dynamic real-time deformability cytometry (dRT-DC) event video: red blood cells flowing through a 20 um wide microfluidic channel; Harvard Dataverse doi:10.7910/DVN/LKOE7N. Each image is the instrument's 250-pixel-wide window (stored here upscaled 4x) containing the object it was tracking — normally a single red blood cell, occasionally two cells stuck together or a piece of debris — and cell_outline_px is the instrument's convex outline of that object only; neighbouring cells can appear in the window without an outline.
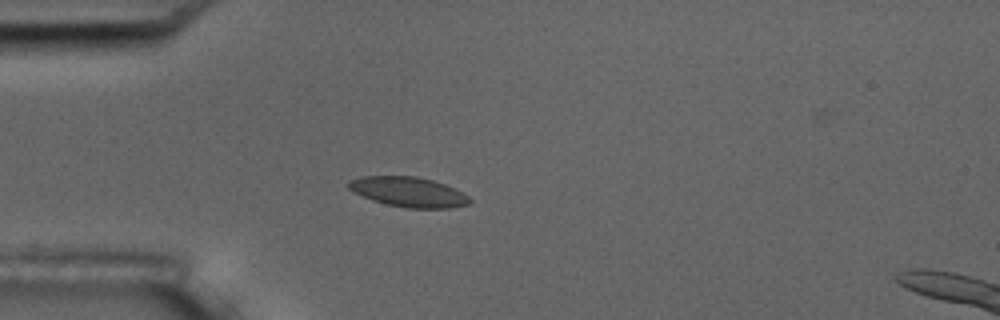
{"species": "common noctule bat (a hibernating species)", "species_latin": "Nyctalus noctula", "temperature_condition": "room temperature", "stored_images_in_passage": 4, "camera_frame_rate_fps": 3000, "um_per_image_px": 0.085, "animal": {"sex": "male", "body_mass_g": 17.5, "forearm_length_mm": 52.3}, "frame": {"image": 1, "passage_image": 3, "time_ms": 2.333, "image_size_px": [1000, 320], "cell_outline_px": [[472, 200], [468, 204], [448, 208], [408, 208], [388, 204], [372, 200], [352, 192], [348, 188], [348, 180], [364, 176], [416, 176], [432, 180], [444, 184], [468, 196]], "centroid_in_image_um": [34.68, 16.31], "position_along_channel_um": 50.3, "area_um2": 20.92}}